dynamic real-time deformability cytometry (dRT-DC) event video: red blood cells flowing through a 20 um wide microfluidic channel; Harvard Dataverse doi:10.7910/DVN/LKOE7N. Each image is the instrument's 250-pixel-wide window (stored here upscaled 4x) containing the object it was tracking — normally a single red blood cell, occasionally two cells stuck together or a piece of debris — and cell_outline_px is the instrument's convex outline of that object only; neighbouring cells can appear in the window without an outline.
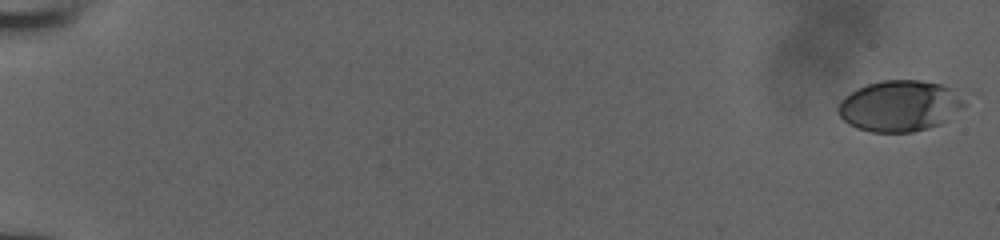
{"species": "human", "species_latin": "Homo sapiens", "temperature_condition": "room temperature", "stored_images_in_passage": 53, "camera_frame_rate_fps": 3000, "um_per_image_px": 0.085, "donor": {"sex": "male"}, "frame": {"image": 1, "passage_image": 1, "time_ms": 0.0, "image_size_px": [1000, 240], "cell_outline_px": [[964, 104], [960, 108], [940, 124], [928, 128], [912, 132], [872, 132], [856, 128], [848, 124], [840, 116], [836, 108], [840, 100], [844, 96], [868, 84], [880, 80], [920, 80], [940, 84], [948, 88]], "centroid_in_image_um": [76.36, 9.01], "position_along_channel_um": 8.6, "area_um2": 36.82}}
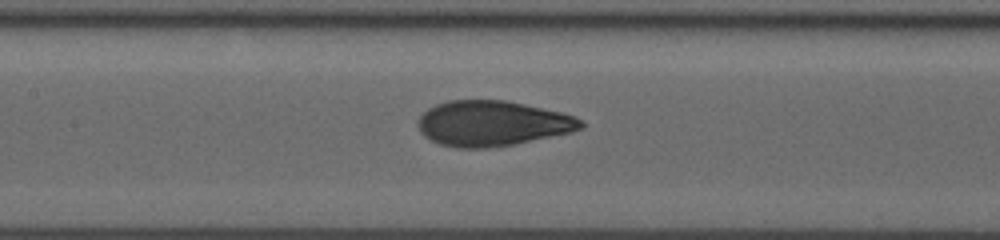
{"frame": {"image": 2, "passage_image": 28, "time_ms": 9.0, "image_size_px": [1000, 240], "cell_outline_px": [[584, 128], [572, 132], [512, 144], [488, 148], [456, 148], [440, 144], [424, 136], [420, 132], [416, 124], [416, 120], [428, 108], [436, 104], [448, 100], [504, 100], [524, 104], [560, 112], [576, 116], [584, 120]], "centroid_in_image_um": [41.83, 10.49], "position_along_channel_um": 165.6, "area_um2": 43.12}}
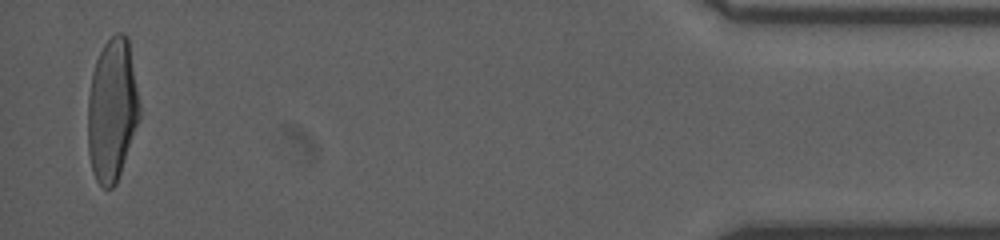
{"frame": {"image": 3, "passage_image": 52, "time_ms": 17.0, "image_size_px": [1000, 240], "cell_outline_px": [[140, 120], [116, 184], [112, 188], [104, 188], [96, 180], [92, 172], [88, 152], [88, 96], [92, 72], [96, 60], [104, 44], [116, 32], [124, 32], [128, 36], [140, 104]], "centroid_in_image_um": [9.54, 9.34], "position_along_channel_um": 425.7, "area_um2": 43.47}}